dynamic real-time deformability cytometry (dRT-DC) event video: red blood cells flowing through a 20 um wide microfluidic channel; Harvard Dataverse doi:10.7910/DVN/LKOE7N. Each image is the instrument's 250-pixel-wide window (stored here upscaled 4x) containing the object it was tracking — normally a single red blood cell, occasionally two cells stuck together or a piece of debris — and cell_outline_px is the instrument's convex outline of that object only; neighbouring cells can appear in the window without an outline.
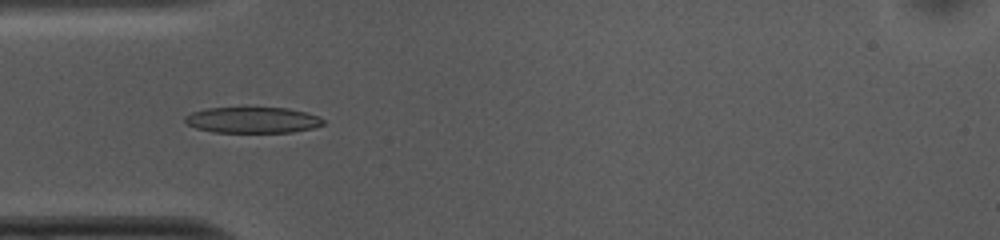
{"species": "common noctule bat (a hibernating species)", "species_latin": "Nyctalus noctula", "temperature_condition": "cold", "stored_images_in_passage": 42, "camera_frame_rate_fps": 3000, "um_per_image_px": 0.085, "animal": {"sex": "female", "body_mass_g": 10.0, "forearm_length_mm": 53.1}, "frame": {"image": 1, "passage_image": 5, "time_ms": 1.333, "image_size_px": [1000, 240], "cell_outline_px": [[324, 124], [312, 128], [292, 132], [212, 132], [196, 128], [188, 124], [184, 120], [184, 116], [192, 112], [208, 108], [288, 108], [320, 116], [324, 120]], "centroid_in_image_um": [21.47, 10.2], "position_along_channel_um": 63.5, "area_um2": 20.81}}
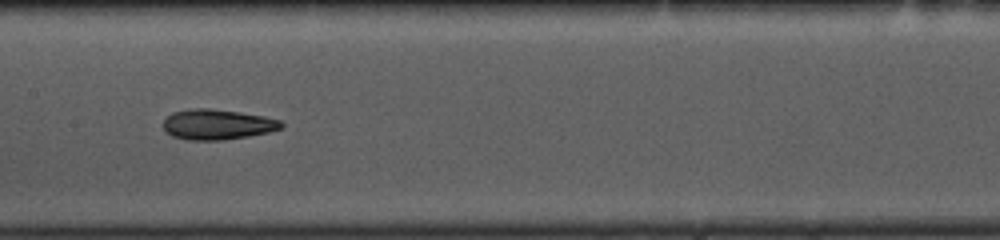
{"frame": {"image": 2, "passage_image": 15, "time_ms": 4.667, "image_size_px": [1000, 240], "cell_outline_px": [[284, 124], [280, 128], [268, 132], [248, 136], [224, 140], [188, 140], [172, 136], [164, 132], [164, 120], [172, 112], [188, 108], [208, 108], [240, 112], [264, 116], [280, 120]], "centroid_in_image_um": [18.44, 10.57], "position_along_channel_um": 189.0, "area_um2": 20.92}}
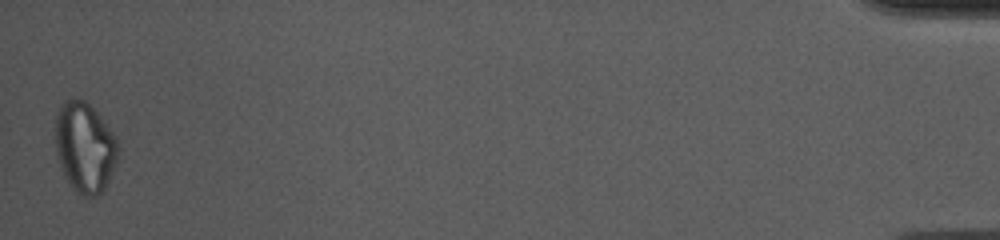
{"frame": {"image": 3, "passage_image": 42, "time_ms": 13.667, "image_size_px": [1000, 240], "cell_outline_px": [[120, 152], [116, 164], [104, 188], [96, 196], [84, 196], [76, 192], [68, 184], [60, 168], [56, 152], [56, 112], [60, 104], [72, 96], [76, 96], [84, 100], [100, 116], [116, 136]], "centroid_in_image_um": [7.2, 12.5], "position_along_channel_um": 428.0, "area_um2": 33.35}, "authors_computed_cell_mechanics": {"area_um2": 21.1837, "velocity_mm_per_s": 3.7423, "shape_relaxation_time_tau1_ms": 6.5109, "shape_relaxation_time_tau2_ms": 6.0833, "deformation_change_tau1": 0.175, "deformation_change_tau2": 0.1556}}